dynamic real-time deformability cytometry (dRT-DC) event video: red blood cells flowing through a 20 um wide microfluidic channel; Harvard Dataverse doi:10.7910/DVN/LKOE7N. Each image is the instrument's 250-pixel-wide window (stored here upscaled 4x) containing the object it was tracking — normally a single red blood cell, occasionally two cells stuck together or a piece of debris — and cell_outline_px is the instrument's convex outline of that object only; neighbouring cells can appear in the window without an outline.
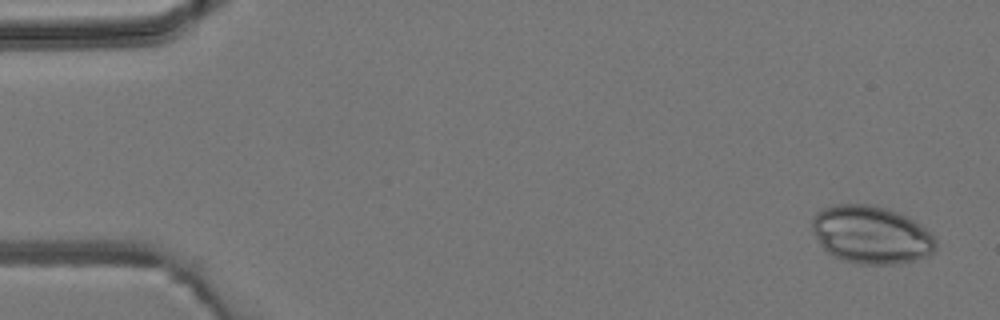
{"species": "common noctule bat (a hibernating species)", "species_latin": "Nyctalus noctula", "temperature_condition": "room temperature", "stored_images_in_passage": 4, "camera_frame_rate_fps": 3000, "um_per_image_px": 0.085, "animal": {"sex": "male", "body_mass_g": 19.2, "forearm_length_mm": 51.8}, "frame": {"image": 1, "passage_image": 1, "time_ms": 0.0, "image_size_px": [1000, 320], "cell_outline_px": [[936, 248], [928, 256], [916, 260], [896, 264], [856, 264], [832, 256], [820, 244], [812, 228], [812, 220], [816, 212], [824, 208], [836, 204], [872, 204], [888, 208], [908, 216], [924, 228], [936, 240]], "centroid_in_image_um": [74.05, 19.95], "position_along_channel_um": 11.0, "area_um2": 41.79}}